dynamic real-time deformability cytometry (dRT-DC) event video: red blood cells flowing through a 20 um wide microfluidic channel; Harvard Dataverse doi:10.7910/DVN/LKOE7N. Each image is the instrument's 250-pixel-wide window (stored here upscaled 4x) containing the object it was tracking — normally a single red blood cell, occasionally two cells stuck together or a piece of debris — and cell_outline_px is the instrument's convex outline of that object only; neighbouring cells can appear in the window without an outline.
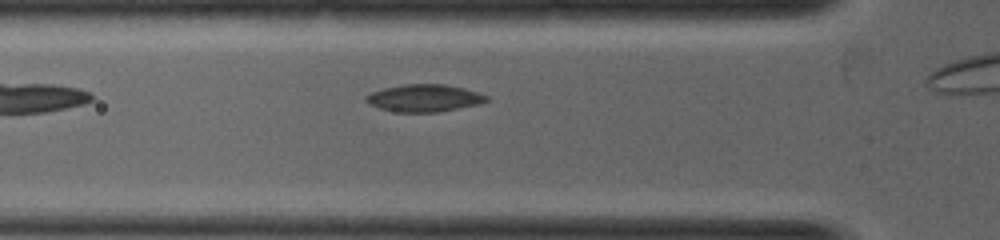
{"species": "common noctule bat (a hibernating species)", "species_latin": "Nyctalus noctula", "temperature_condition": "warm", "stored_images_in_passage": 23, "camera_frame_rate_fps": 5000, "um_per_image_px": 0.085, "animal": {"sex": "female", "body_mass_g": 19.0, "forearm_length_mm": 53.3}, "frame": {"image": 1, "passage_image": 5, "time_ms": 0.8, "image_size_px": [1000, 240], "cell_outline_px": [[488, 100], [480, 104], [436, 112], [400, 112], [380, 108], [364, 100], [364, 96], [372, 92], [384, 88], [404, 84], [444, 84], [464, 88], [488, 96]], "centroid_in_image_um": [36.06, 8.33], "position_along_channel_um": 89.7, "area_um2": 18.96}}
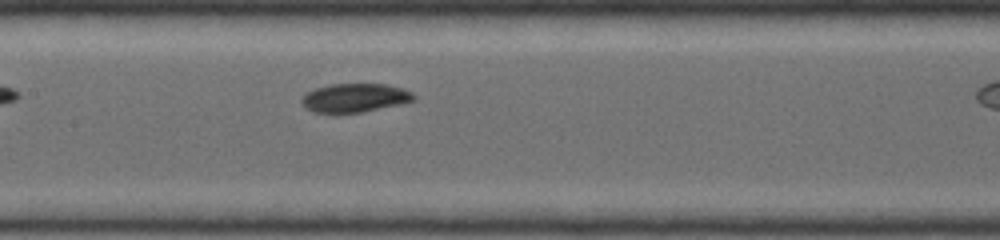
{"frame": {"image": 2, "passage_image": 10, "time_ms": 1.8, "image_size_px": [1000, 240], "cell_outline_px": [[416, 100], [400, 104], [364, 112], [312, 112], [304, 108], [300, 104], [300, 100], [304, 92], [316, 88], [332, 84], [388, 84], [412, 92], [416, 96]], "centroid_in_image_um": [30.12, 8.31], "position_along_channel_um": 177.3, "area_um2": 18.9}}
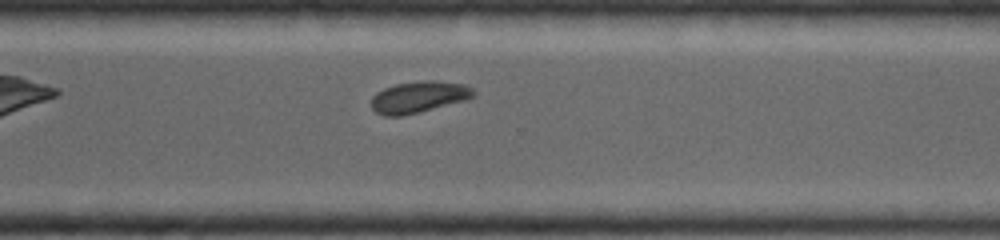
{"frame": {"image": 3, "passage_image": 19, "time_ms": 3.6, "image_size_px": [1000, 240], "cell_outline_px": [[476, 96], [468, 100], [400, 116], [384, 116], [376, 112], [372, 108], [372, 96], [376, 92], [384, 88], [396, 84], [424, 80], [432, 80], [468, 84], [476, 92]], "centroid_in_image_um": [35.65, 8.23], "position_along_channel_um": 335.0, "area_um2": 18.9}}